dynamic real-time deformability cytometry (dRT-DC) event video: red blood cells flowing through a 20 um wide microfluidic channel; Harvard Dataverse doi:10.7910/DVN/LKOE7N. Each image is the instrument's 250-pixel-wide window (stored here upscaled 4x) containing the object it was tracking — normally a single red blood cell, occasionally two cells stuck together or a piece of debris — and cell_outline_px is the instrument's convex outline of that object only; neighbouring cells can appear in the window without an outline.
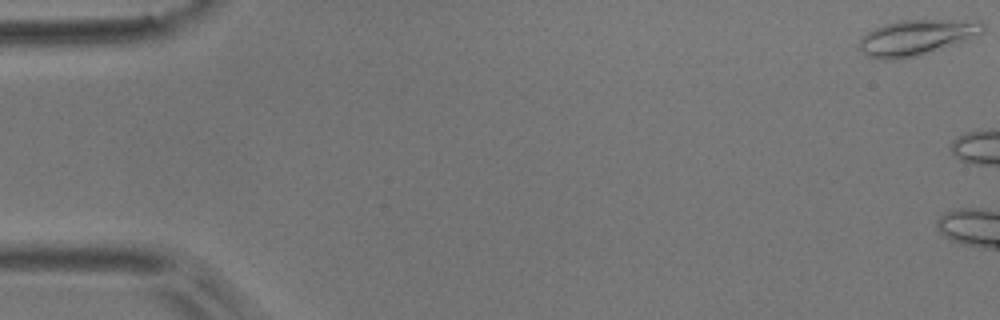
{"species": "common noctule bat (a hibernating species)", "species_latin": "Nyctalus noctula", "temperature_condition": "room temperature", "stored_images_in_passage": 3, "camera_frame_rate_fps": 3000, "um_per_image_px": 0.085, "animal": {"sex": "male", "body_mass_g": 17.9}, "frame": {"image": 1, "passage_image": 1, "time_ms": 0.0, "image_size_px": [1000, 320], "cell_outline_px": [[984, 32], [960, 44], [920, 56], [892, 60], [880, 60], [868, 56], [860, 48], [860, 40], [872, 28], [884, 24], [900, 20], [980, 20], [984, 24]], "centroid_in_image_um": [77.97, 3.19], "position_along_channel_um": 7.0, "area_um2": 26.07}}